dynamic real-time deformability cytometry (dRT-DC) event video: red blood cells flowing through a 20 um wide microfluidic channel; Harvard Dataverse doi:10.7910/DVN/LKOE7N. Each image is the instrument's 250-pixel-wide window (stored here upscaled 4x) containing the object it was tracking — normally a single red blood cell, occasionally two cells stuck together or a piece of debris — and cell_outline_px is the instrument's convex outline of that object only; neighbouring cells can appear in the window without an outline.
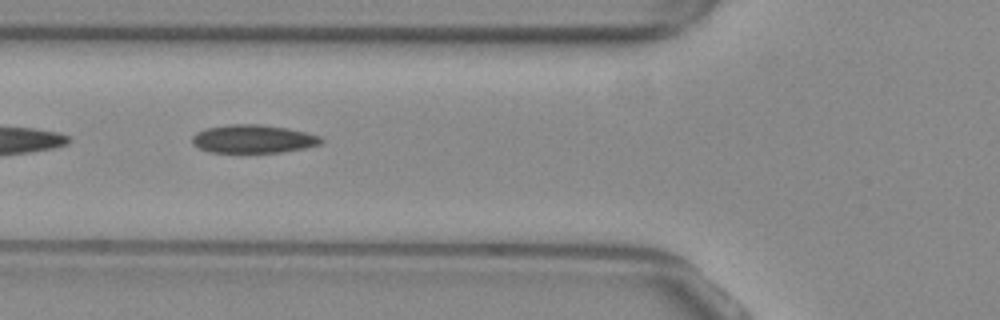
{"species": "common noctule bat (a hibernating species)", "species_latin": "Nyctalus noctula", "temperature_condition": "warm", "stored_images_in_passage": 11, "camera_frame_rate_fps": 3000, "um_per_image_px": 0.085, "animal": {"sex": "female", "body_mass_g": 29.2, "forearm_length_mm": 56.3}, "frame": {"image": 1, "passage_image": 6, "time_ms": 1.667, "image_size_px": [1000, 320], "cell_outline_px": [[324, 140], [320, 144], [304, 148], [280, 152], [208, 152], [192, 144], [192, 136], [196, 132], [208, 128], [232, 124], [260, 124], [288, 128], [308, 132], [320, 136]], "centroid_in_image_um": [21.54, 11.8], "position_along_channel_um": 104.3, "area_um2": 21.21}}
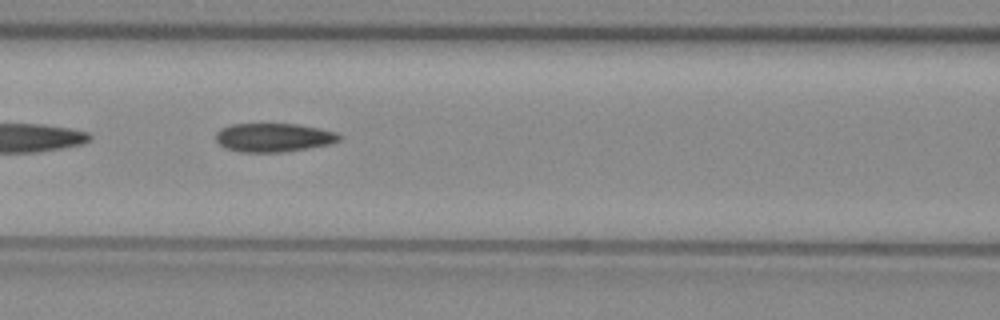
{"frame": {"image": 2, "passage_image": 9, "time_ms": 2.667, "image_size_px": [1000, 320], "cell_outline_px": [[340, 140], [328, 144], [308, 148], [284, 152], [240, 152], [224, 148], [216, 140], [216, 132], [220, 128], [232, 124], [296, 124], [320, 128], [336, 132], [340, 136]], "centroid_in_image_um": [23.22, 11.69], "position_along_channel_um": 143.4, "area_um2": 20.63}}